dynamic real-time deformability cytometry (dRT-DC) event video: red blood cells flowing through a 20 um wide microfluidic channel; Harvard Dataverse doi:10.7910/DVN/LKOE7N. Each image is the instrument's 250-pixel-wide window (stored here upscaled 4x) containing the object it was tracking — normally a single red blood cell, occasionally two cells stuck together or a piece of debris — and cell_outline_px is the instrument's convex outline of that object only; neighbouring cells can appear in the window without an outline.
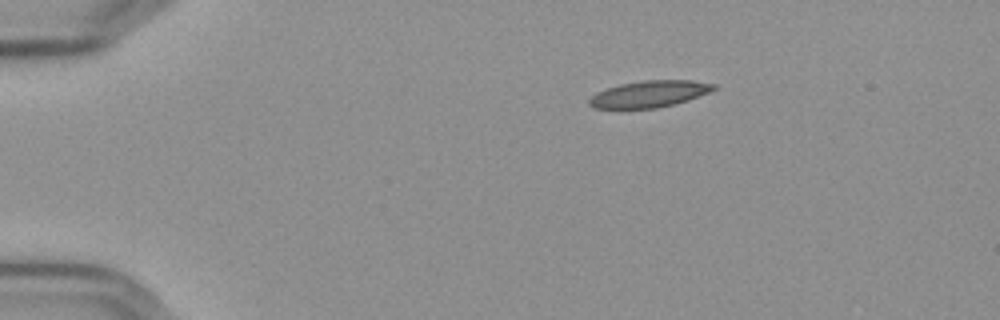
{"species": "Egyptian fruit bat (a non-hibernating species)", "species_latin": "Rousettus aegyptiacus", "temperature_condition": "cold", "stored_images_in_passage": 8, "camera_frame_rate_fps": 3000, "um_per_image_px": 0.085, "frame": {"image": 1, "passage_image": 1, "time_ms": 0.0, "image_size_px": [1000, 320], "cell_outline_px": [[716, 88], [708, 92], [688, 100], [656, 108], [592, 108], [588, 104], [588, 100], [596, 92], [620, 84], [644, 80], [692, 80], [716, 84]], "centroid_in_image_um": [55.17, 7.98], "position_along_channel_um": 29.8, "area_um2": 19.13}}